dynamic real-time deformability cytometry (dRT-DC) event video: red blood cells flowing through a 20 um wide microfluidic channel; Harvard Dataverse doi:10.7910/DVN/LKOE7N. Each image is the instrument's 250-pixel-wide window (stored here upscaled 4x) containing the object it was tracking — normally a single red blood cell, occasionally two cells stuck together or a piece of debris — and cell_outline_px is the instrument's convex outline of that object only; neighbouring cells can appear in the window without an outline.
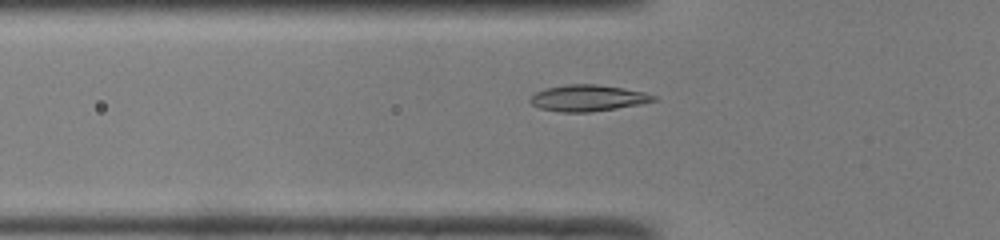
{"species": "common noctule bat (a hibernating species)", "species_latin": "Nyctalus noctula", "temperature_condition": "room temperature", "stored_images_in_passage": 37, "camera_frame_rate_fps": 3000, "um_per_image_px": 0.085, "animal": {"sex": "male", "body_mass_g": 19.0, "forearm_length_mm": 50.8}, "frame": {"image": 1, "passage_image": 9, "time_ms": 2.667, "image_size_px": [1000, 240], "cell_outline_px": [[656, 100], [640, 104], [592, 112], [560, 112], [540, 108], [532, 104], [528, 100], [536, 92], [544, 88], [568, 84], [596, 84], [624, 88], [644, 92], [656, 96]], "centroid_in_image_um": [49.95, 8.33], "position_along_channel_um": 75.9, "area_um2": 18.9}}
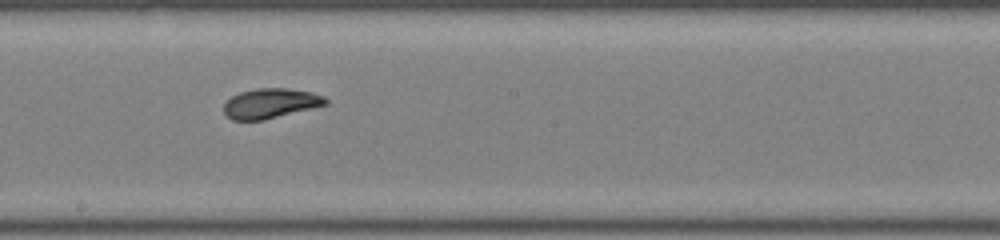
{"frame": {"image": 2, "passage_image": 20, "time_ms": 6.333, "image_size_px": [1000, 240], "cell_outline_px": [[328, 104], [264, 120], [232, 120], [224, 112], [224, 104], [232, 96], [240, 92], [256, 88], [288, 88], [308, 92], [324, 96], [328, 100]], "centroid_in_image_um": [22.99, 8.78], "position_along_channel_um": 225.2, "area_um2": 17.57}}
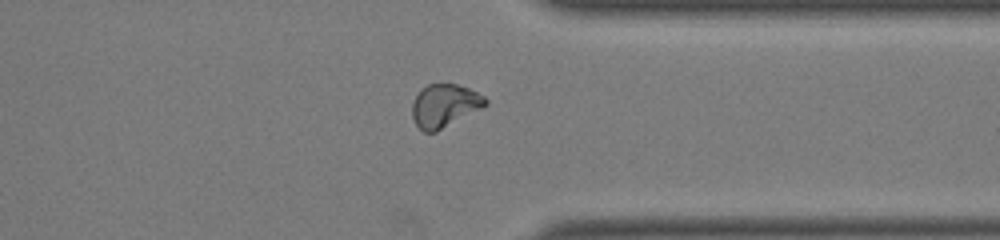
{"frame": {"image": 3, "passage_image": 31, "time_ms": 10.0, "image_size_px": [1000, 240], "cell_outline_px": [[488, 104], [484, 108], [436, 132], [424, 132], [416, 124], [412, 116], [412, 104], [416, 96], [428, 84], [456, 84], [468, 88], [484, 96], [488, 100]], "centroid_in_image_um": [37.82, 9.0], "position_along_channel_um": 373.6, "area_um2": 18.38}}